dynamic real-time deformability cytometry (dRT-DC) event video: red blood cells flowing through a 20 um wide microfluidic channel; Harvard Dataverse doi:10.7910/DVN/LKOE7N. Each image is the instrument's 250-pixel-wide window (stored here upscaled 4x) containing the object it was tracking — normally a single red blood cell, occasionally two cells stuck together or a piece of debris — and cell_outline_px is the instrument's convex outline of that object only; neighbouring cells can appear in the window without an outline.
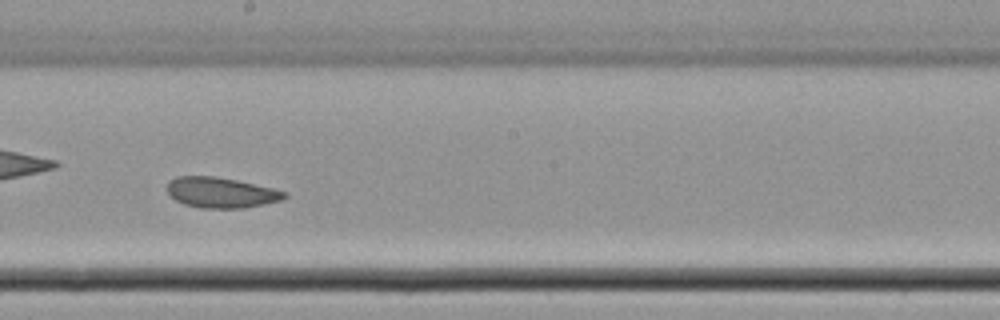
{"species": "common noctule bat (a hibernating species)", "species_latin": "Nyctalus noctula", "temperature_condition": "cold", "stored_images_in_passage": 52, "camera_frame_rate_fps": 3000, "um_per_image_px": 0.085, "animal": {"sex": "female", "body_mass_g": 22.7, "forearm_length_mm": 54.2}, "frame": {"image": 1, "passage_image": 30, "time_ms": 9.667, "image_size_px": [1000, 320], "cell_outline_px": [[288, 196], [284, 200], [244, 208], [200, 208], [184, 204], [176, 200], [168, 192], [168, 180], [176, 176], [216, 176], [236, 180], [272, 188], [288, 192]], "centroid_in_image_um": [18.81, 16.37], "position_along_channel_um": 229.4, "area_um2": 20.92}}